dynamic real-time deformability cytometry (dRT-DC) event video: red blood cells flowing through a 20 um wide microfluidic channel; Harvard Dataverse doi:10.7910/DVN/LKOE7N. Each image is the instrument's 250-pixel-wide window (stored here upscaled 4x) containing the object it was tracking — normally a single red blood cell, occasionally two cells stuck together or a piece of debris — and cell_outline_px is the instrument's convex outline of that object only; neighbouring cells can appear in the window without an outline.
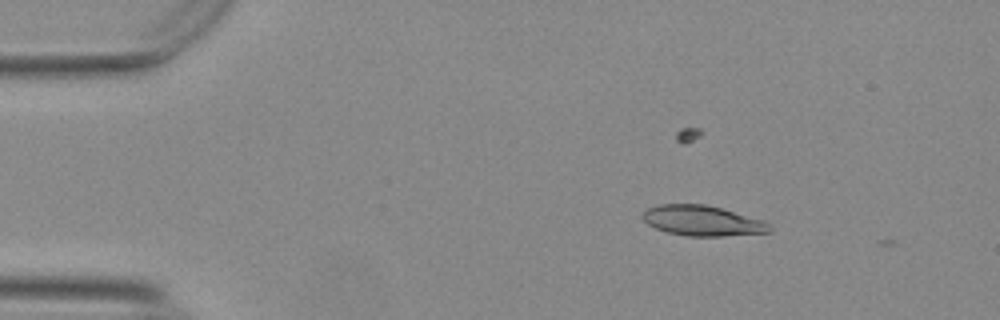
{"species": "Egyptian fruit bat (a non-hibernating species)", "species_latin": "Rousettus aegyptiacus", "temperature_condition": "warm", "stored_images_in_passage": 4, "camera_frame_rate_fps": 3000, "um_per_image_px": 0.085, "animal": {"sex": "female"}, "frame": {"image": 1, "passage_image": 1, "time_ms": 0.0, "image_size_px": [1000, 320], "cell_outline_px": [[772, 232], [720, 236], [688, 236], [668, 232], [656, 228], [648, 224], [644, 220], [644, 212], [648, 208], [660, 204], [704, 204], [720, 208], [764, 220], [772, 228]], "centroid_in_image_um": [59.73, 18.76], "position_along_channel_um": 25.3, "area_um2": 22.14}}